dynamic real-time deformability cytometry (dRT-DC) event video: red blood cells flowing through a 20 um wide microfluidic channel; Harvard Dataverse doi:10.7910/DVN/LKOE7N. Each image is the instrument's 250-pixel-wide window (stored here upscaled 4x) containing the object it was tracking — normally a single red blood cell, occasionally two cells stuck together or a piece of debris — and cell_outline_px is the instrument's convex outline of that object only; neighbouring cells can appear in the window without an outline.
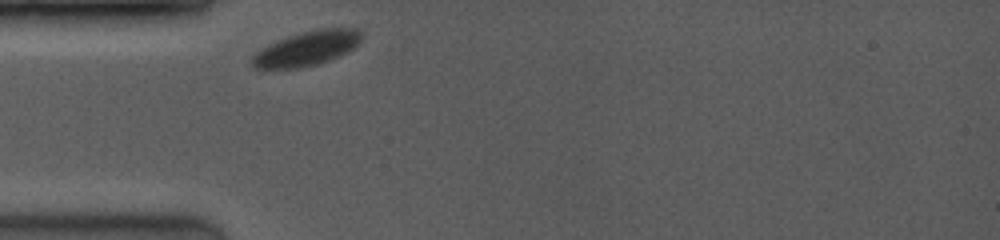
{"species": "common noctule bat (a hibernating species)", "species_latin": "Nyctalus noctula", "temperature_condition": "room temperature", "stored_images_in_passage": 1, "camera_frame_rate_fps": 3500, "um_per_image_px": 0.085, "animal": {"sex": "female", "body_mass_g": 19.0, "forearm_length_mm": 53.3}, "frame": {"image": 1, "passage_image": 1, "time_ms": 0.0, "image_size_px": [1000, 240], "cell_outline_px": [[364, 36], [348, 52], [328, 60], [316, 64], [300, 68], [252, 68], [252, 56], [260, 48], [268, 44], [288, 36], [300, 32], [320, 28], [356, 28]], "centroid_in_image_um": [26.06, 4.11], "position_along_channel_um": 58.9, "area_um2": 21.91}}